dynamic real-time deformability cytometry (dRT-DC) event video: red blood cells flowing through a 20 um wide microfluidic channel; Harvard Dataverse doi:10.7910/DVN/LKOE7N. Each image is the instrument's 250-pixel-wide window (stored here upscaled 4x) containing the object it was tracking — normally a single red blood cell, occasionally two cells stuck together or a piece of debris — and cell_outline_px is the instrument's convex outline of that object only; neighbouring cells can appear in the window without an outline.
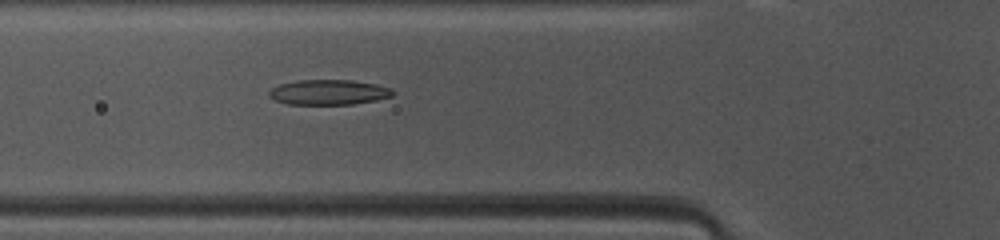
{"species": "common noctule bat (a hibernating species)", "species_latin": "Nyctalus noctula", "temperature_condition": "warm", "stored_images_in_passage": 47, "camera_frame_rate_fps": 3000, "um_per_image_px": 0.085, "animal": {"sex": "female", "body_mass_g": 10.0, "forearm_length_mm": 53.1}, "frame": {"image": 1, "passage_image": 15, "time_ms": 4.667, "image_size_px": [1000, 240], "cell_outline_px": [[392, 96], [376, 100], [352, 104], [288, 104], [276, 100], [268, 96], [268, 92], [272, 88], [280, 84], [296, 80], [352, 80], [376, 84], [392, 88]], "centroid_in_image_um": [27.92, 7.83], "position_along_channel_um": 97.9, "area_um2": 18.03}}
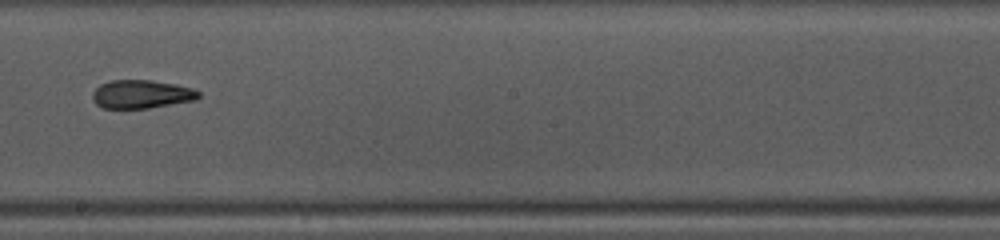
{"frame": {"image": 2, "passage_image": 25, "time_ms": 8.0, "image_size_px": [1000, 240], "cell_outline_px": [[200, 96], [196, 100], [148, 108], [104, 108], [96, 104], [92, 100], [92, 92], [100, 84], [112, 80], [152, 80], [176, 84], [192, 88], [200, 92]], "centroid_in_image_um": [12.02, 8.0], "position_along_channel_um": 236.2, "area_um2": 17.63}}
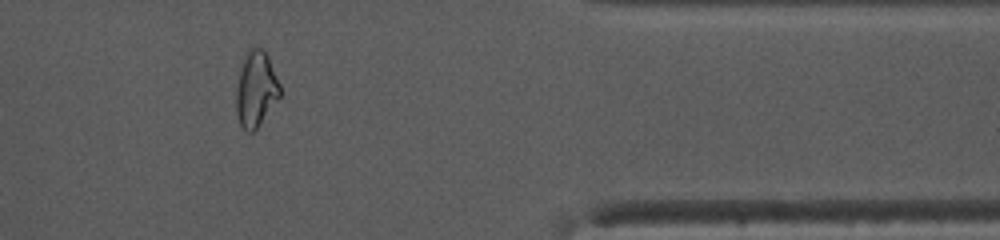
{"frame": {"image": 3, "passage_image": 38, "time_ms": 12.333, "image_size_px": [1000, 240], "cell_outline_px": [[280, 96], [256, 128], [252, 132], [248, 132], [240, 124], [236, 112], [236, 88], [244, 56], [248, 48], [264, 48], [268, 56], [280, 84]], "centroid_in_image_um": [21.75, 7.54], "position_along_channel_um": 389.6, "area_um2": 19.02}, "authors_computed_cell_mechanics": {"area_um2": 18.5538, "velocity_mm_per_s": 4.1216, "shape_relaxation_time_tau1_ms": null, "shape_relaxation_time_tau2_ms": 2.6273, "deformation_change_tau1": null, "deformation_change_tau2": 0.1143}}